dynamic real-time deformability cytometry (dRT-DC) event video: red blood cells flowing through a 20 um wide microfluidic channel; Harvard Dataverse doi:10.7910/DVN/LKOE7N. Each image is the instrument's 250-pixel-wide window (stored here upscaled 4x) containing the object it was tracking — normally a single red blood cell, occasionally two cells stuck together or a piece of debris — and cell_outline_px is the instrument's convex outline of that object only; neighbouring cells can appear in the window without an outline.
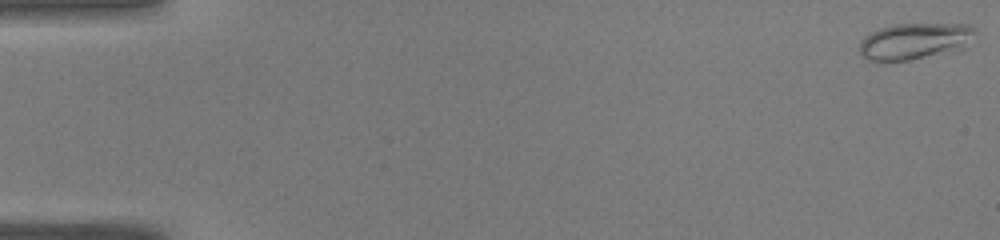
{"species": "common noctule bat (a hibernating species)", "species_latin": "Nyctalus noctula", "temperature_condition": "warm", "stored_images_in_passage": 50, "camera_frame_rate_fps": 3000, "um_per_image_px": 0.085, "animal": {"sex": "male", "body_mass_g": 19.0, "forearm_length_mm": 50.8}, "frame": {"image": 1, "passage_image": 1, "time_ms": 0.0, "image_size_px": [1000, 240], "cell_outline_px": [[976, 32], [956, 44], [948, 48], [924, 56], [908, 60], [884, 64], [868, 60], [860, 52], [860, 40], [864, 36], [880, 28], [896, 24], [972, 24], [976, 28]], "centroid_in_image_um": [77.5, 3.48], "position_along_channel_um": 7.5, "area_um2": 23.29}}
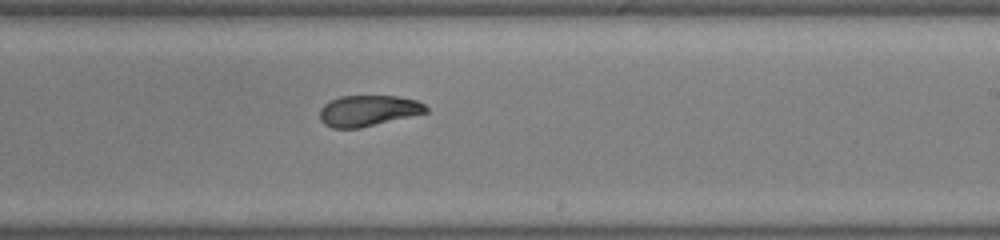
{"frame": {"image": 2, "passage_image": 31, "time_ms": 10.0, "image_size_px": [1000, 240], "cell_outline_px": [[428, 112], [360, 128], [332, 128], [324, 124], [320, 120], [320, 108], [324, 104], [340, 96], [396, 96], [416, 100], [424, 104], [428, 108]], "centroid_in_image_um": [31.28, 9.41], "position_along_channel_um": 257.7, "area_um2": 19.07}}
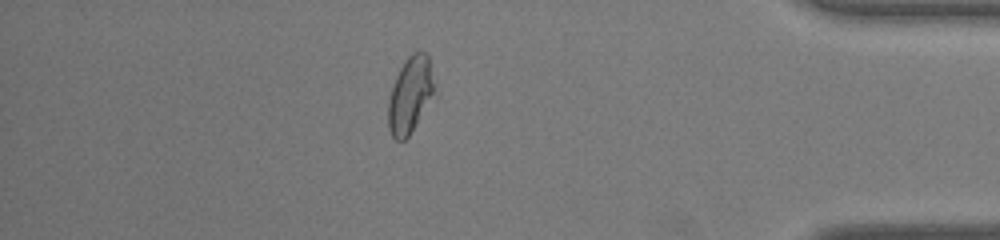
{"frame": {"image": 3, "passage_image": 44, "time_ms": 14.333, "image_size_px": [1000, 240], "cell_outline_px": [[432, 92], [408, 136], [404, 140], [396, 140], [392, 136], [388, 128], [388, 100], [396, 76], [404, 60], [412, 52], [424, 52], [428, 56], [432, 84]], "centroid_in_image_um": [34.77, 8.05], "position_along_channel_um": 400.4, "area_um2": 19.31}, "authors_computed_cell_mechanics": {"area_um2": 20.6635, "velocity_mm_per_s": 4.0689, "shape_relaxation_time_tau1_ms": 6.2441, "shape_relaxation_time_tau2_ms": 0.9763, "deformation_change_tau1": 0.224, "deformation_change_tau2": 0.0684}}